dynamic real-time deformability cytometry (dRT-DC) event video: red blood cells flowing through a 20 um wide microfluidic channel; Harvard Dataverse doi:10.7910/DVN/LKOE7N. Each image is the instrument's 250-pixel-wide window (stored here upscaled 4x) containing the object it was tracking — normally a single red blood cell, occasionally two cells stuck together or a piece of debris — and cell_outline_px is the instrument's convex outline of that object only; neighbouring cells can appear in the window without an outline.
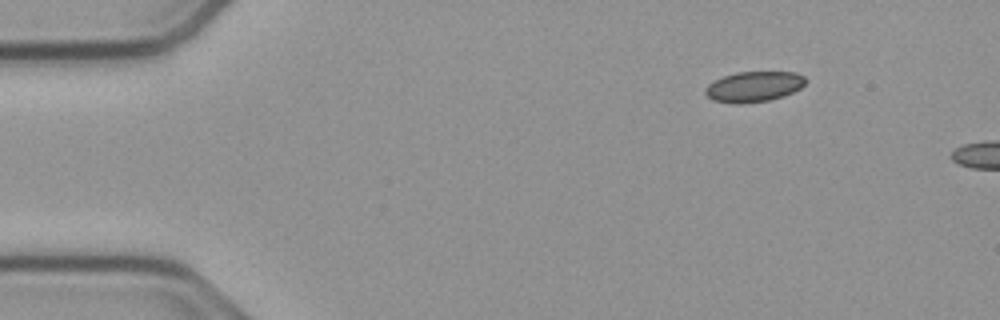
{"species": "common noctule bat (a hibernating species)", "species_latin": "Nyctalus noctula", "temperature_condition": "cold", "stored_images_in_passage": 4, "camera_frame_rate_fps": 3000, "um_per_image_px": 0.085, "animal": {"sex": "male", "body_mass_g": 23.1, "forearm_length_mm": 52.7}, "frame": {"image": 1, "passage_image": 1, "time_ms": 0.0, "image_size_px": [1000, 320], "cell_outline_px": [[808, 80], [800, 88], [784, 96], [768, 100], [740, 104], [736, 104], [712, 100], [704, 92], [704, 88], [708, 84], [724, 76], [736, 72], [796, 72], [804, 76]], "centroid_in_image_um": [64.08, 7.36], "position_along_channel_um": 20.9, "area_um2": 17.8}}